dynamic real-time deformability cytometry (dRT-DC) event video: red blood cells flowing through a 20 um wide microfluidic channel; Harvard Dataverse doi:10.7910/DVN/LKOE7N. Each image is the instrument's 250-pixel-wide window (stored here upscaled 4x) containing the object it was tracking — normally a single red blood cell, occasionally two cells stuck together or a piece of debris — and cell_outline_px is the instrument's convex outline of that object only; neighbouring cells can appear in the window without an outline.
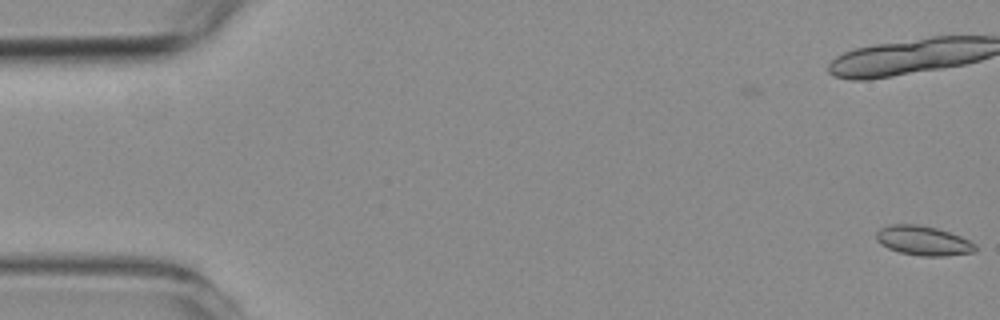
{"species": "common noctule bat (a hibernating species)", "species_latin": "Nyctalus noctula", "temperature_condition": "room temperature", "stored_images_in_passage": 2, "camera_frame_rate_fps": 3000, "um_per_image_px": 0.085, "animal": {"sex": "female", "body_mass_g": 19.3, "forearm_length_mm": 54.1}, "frame": {"image": 1, "passage_image": 2, "time_ms": 0.333, "image_size_px": [1000, 320], "cell_outline_px": [[976, 252], [944, 256], [920, 256], [900, 252], [888, 248], [880, 244], [876, 240], [876, 232], [880, 228], [888, 224], [916, 224], [936, 228], [960, 236], [976, 244]], "centroid_in_image_um": [78.45, 20.46], "position_along_channel_um": 6.5, "area_um2": 17.05}}